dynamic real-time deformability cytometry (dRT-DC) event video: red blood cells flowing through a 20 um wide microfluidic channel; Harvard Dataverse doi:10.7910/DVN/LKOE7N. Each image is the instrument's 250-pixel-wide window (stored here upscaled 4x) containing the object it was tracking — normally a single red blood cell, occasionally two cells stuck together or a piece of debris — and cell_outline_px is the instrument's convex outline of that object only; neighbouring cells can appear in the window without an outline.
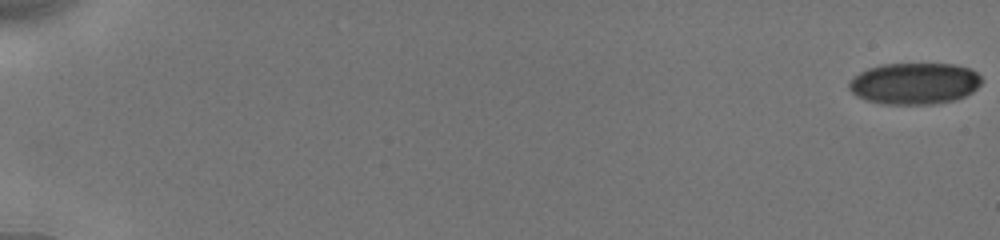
{"species": "human", "species_latin": "Homo sapiens", "temperature_condition": "cold", "stored_images_in_passage": 36, "camera_frame_rate_fps": 3000, "um_per_image_px": 0.085, "donor": {"sex": "male"}, "frame": {"image": 1, "passage_image": 1, "time_ms": 0.0, "image_size_px": [1000, 240], "cell_outline_px": [[980, 84], [972, 92], [956, 100], [932, 104], [880, 104], [856, 96], [848, 88], [848, 84], [860, 72], [868, 68], [880, 64], [956, 64], [968, 68], [976, 72], [980, 76]], "centroid_in_image_um": [77.72, 7.1], "position_along_channel_um": 7.3, "area_um2": 32.02}}
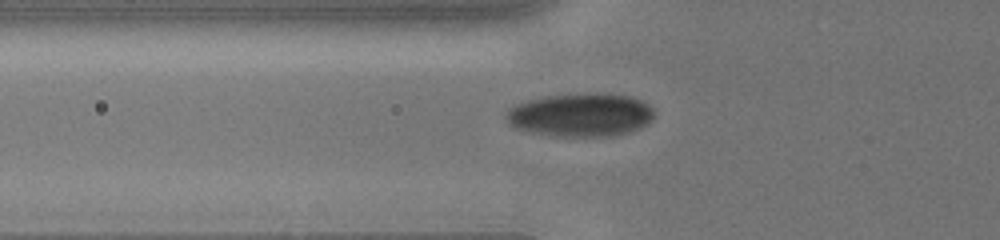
{"frame": {"image": 2, "passage_image": 22, "time_ms": 7.0, "image_size_px": [1000, 240], "cell_outline_px": [[652, 120], [648, 124], [640, 128], [628, 132], [612, 136], [552, 136], [512, 128], [508, 124], [504, 116], [508, 108], [516, 104], [528, 100], [548, 96], [588, 92], [600, 92], [632, 96], [648, 104], [652, 108]], "centroid_in_image_um": [49.33, 9.76], "position_along_channel_um": 76.5, "area_um2": 37.92}}
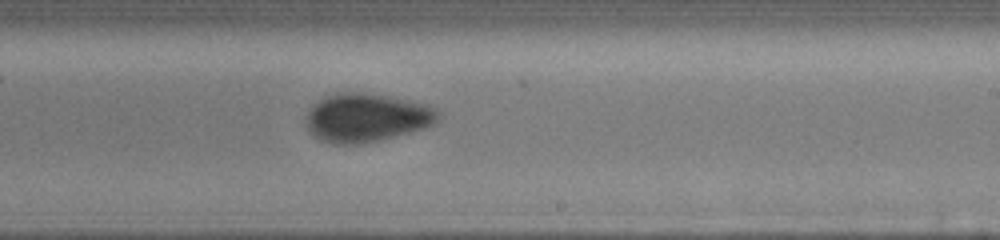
{"frame": {"image": 3, "passage_image": 36, "time_ms": 11.667, "image_size_px": [1000, 240], "cell_outline_px": [[440, 120], [424, 128], [376, 140], [352, 144], [332, 144], [320, 140], [312, 136], [308, 132], [304, 116], [312, 104], [316, 100], [324, 96], [336, 92], [360, 92], [388, 96], [428, 104], [436, 108], [440, 112]], "centroid_in_image_um": [31.09, 9.98], "position_along_channel_um": 257.9, "area_um2": 37.69}}